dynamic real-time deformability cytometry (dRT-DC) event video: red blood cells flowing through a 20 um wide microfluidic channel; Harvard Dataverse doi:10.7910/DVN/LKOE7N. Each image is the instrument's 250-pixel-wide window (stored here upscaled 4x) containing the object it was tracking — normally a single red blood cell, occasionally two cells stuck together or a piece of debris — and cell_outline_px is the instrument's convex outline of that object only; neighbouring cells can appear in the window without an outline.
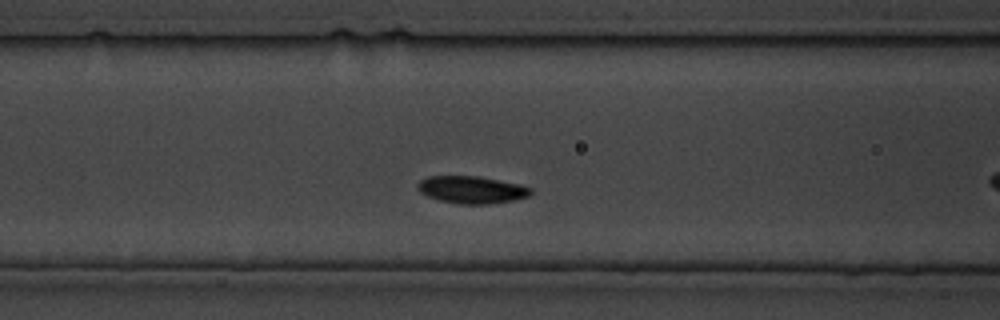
{"species": "common noctule bat (a hibernating species)", "species_latin": "Nyctalus noctula", "temperature_condition": "cold", "stored_images_in_passage": 95, "camera_frame_rate_fps": 3000, "um_per_image_px": 0.085, "animal": {"sex": "male", "body_mass_g": 19.5, "forearm_length_mm": 54.6}, "frame": {"image": 1, "passage_image": 18, "time_ms": 5.667, "image_size_px": [1000, 320], "cell_outline_px": [[532, 192], [528, 196], [512, 200], [488, 204], [460, 204], [440, 200], [428, 196], [420, 192], [416, 188], [420, 180], [428, 176], [480, 176], [520, 184], [532, 188]], "centroid_in_image_um": [40.09, 16.12], "position_along_channel_um": 126.5, "area_um2": 17.98}}
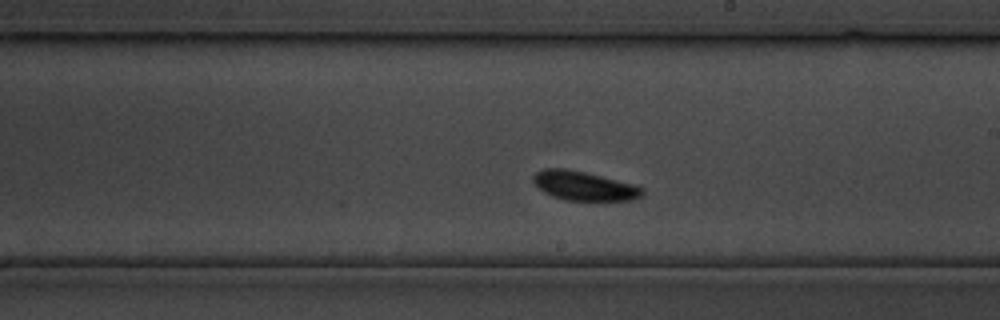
{"frame": {"image": 2, "passage_image": 40, "time_ms": 13.0, "image_size_px": [1000, 320], "cell_outline_px": [[644, 196], [632, 200], [564, 200], [552, 196], [544, 192], [532, 180], [532, 176], [536, 172], [544, 168], [568, 168], [632, 184], [644, 188]], "centroid_in_image_um": [49.64, 15.8], "position_along_channel_um": 239.4, "area_um2": 18.44}}
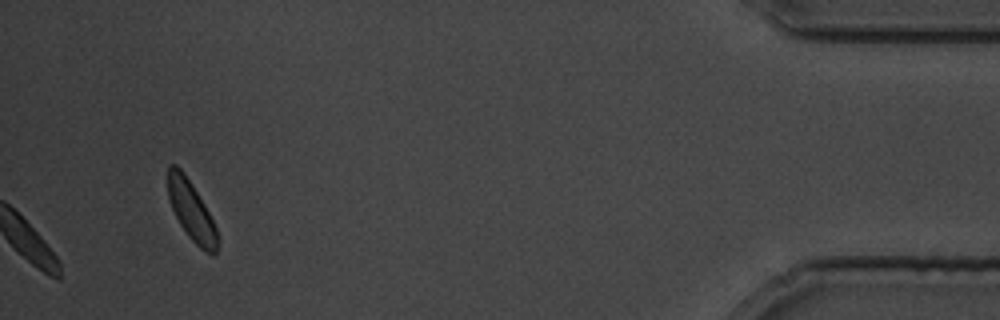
{"frame": {"image": 3, "passage_image": 95, "time_ms": 31.333, "image_size_px": [1000, 320], "cell_outline_px": [[216, 252], [212, 256], [204, 252], [188, 236], [180, 224], [172, 208], [168, 196], [168, 164], [176, 164], [184, 172], [208, 212], [216, 228]], "centroid_in_image_um": [16.23, 17.91], "position_along_channel_um": 419.0, "area_um2": 16.65}}